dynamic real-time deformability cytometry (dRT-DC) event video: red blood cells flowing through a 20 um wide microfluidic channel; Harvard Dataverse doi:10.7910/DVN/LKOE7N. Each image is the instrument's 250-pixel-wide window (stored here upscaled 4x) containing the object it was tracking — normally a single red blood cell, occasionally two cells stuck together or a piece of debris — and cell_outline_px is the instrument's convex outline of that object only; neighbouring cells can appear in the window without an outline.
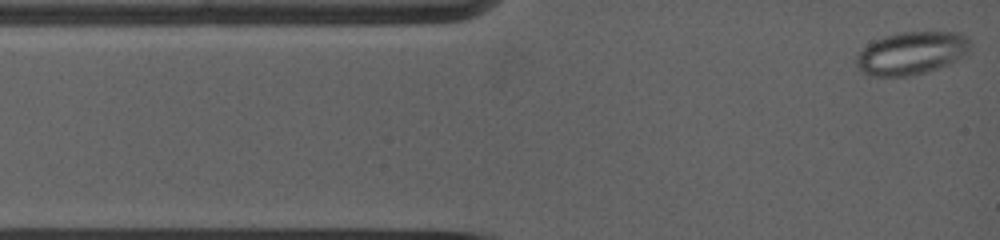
{"species": "common noctule bat (a hibernating species)", "species_latin": "Nyctalus noctula", "temperature_condition": "warm", "stored_images_in_passage": 47, "camera_frame_rate_fps": 5000, "um_per_image_px": 0.085, "animal": {"sex": "female", "body_mass_g": 19.0, "forearm_length_mm": 53.3}, "frame": {"image": 1, "passage_image": 1, "time_ms": 0.0, "image_size_px": [1000, 240], "cell_outline_px": [[972, 52], [948, 64], [924, 72], [908, 76], [872, 76], [860, 72], [856, 64], [856, 56], [868, 44], [884, 36], [900, 32], [960, 32], [972, 44]], "centroid_in_image_um": [77.5, 4.51], "position_along_channel_um": 7.5, "area_um2": 28.5}}
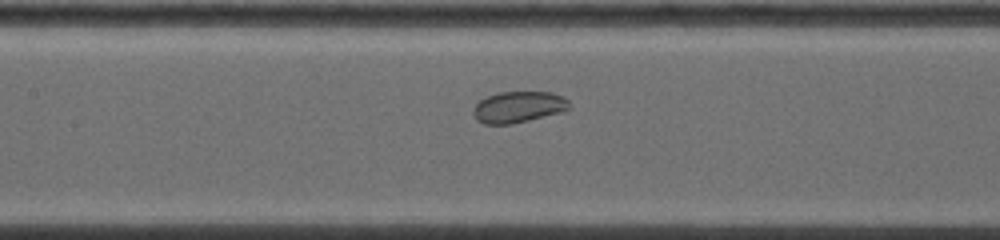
{"frame": {"image": 2, "passage_image": 21, "time_ms": 5.2, "image_size_px": [1000, 240], "cell_outline_px": [[572, 108], [560, 112], [528, 120], [508, 124], [484, 124], [476, 120], [472, 112], [476, 104], [480, 100], [496, 92], [552, 92], [564, 96], [568, 100]], "centroid_in_image_um": [44.07, 9.08], "position_along_channel_um": 163.3, "area_um2": 17.51}}
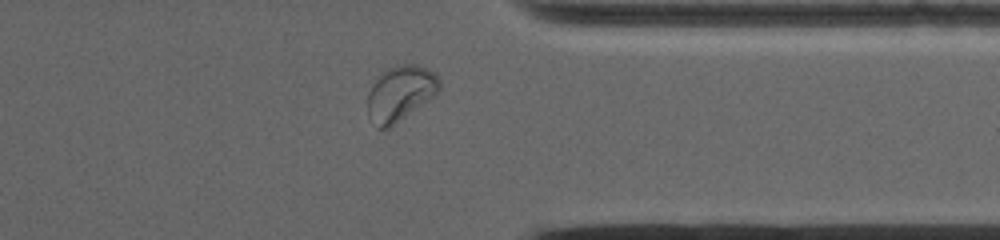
{"frame": {"image": 3, "passage_image": 42, "time_ms": 10.8, "image_size_px": [1000, 240], "cell_outline_px": [[440, 88], [436, 96], [392, 128], [376, 128], [368, 116], [368, 92], [372, 84], [380, 72], [396, 64], [416, 64], [428, 68], [440, 80]], "centroid_in_image_um": [34.03, 7.96], "position_along_channel_um": 377.4, "area_um2": 23.81}, "authors_computed_cell_mechanics": {"area_um2": 20.4612, "velocity_mm_per_s": 3.9026, "shape_relaxation_time_tau1_ms": null, "shape_relaxation_time_tau2_ms": 2.2685, "deformation_change_tau1": null, "deformation_change_tau2": 0.0672}}